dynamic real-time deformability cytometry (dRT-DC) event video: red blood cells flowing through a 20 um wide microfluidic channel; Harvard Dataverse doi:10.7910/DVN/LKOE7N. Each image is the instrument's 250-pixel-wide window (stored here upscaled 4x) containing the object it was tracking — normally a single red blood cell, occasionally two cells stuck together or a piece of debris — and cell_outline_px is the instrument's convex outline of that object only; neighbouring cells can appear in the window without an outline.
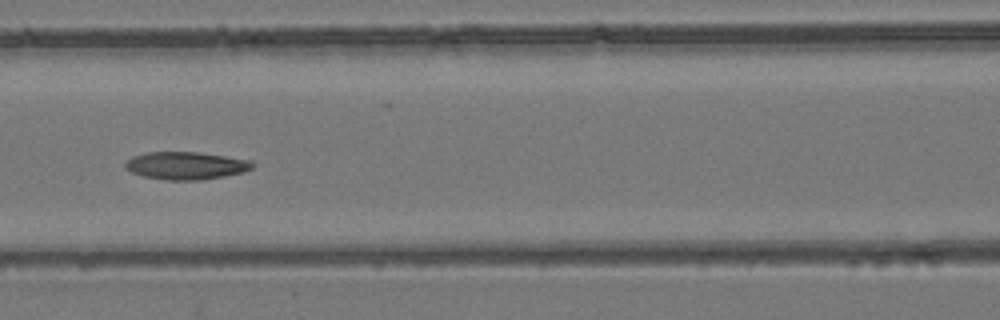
{"species": "common noctule bat (a hibernating species)", "species_latin": "Nyctalus noctula", "temperature_condition": "room temperature", "stored_images_in_passage": 9, "camera_frame_rate_fps": 3000, "um_per_image_px": 0.085, "animal": {"sex": "female", "body_mass_g": 24.6, "forearm_length_mm": 56.2}, "frame": {"image": 1, "passage_image": 8, "time_ms": 2.333, "image_size_px": [1000, 320], "cell_outline_px": [[256, 164], [252, 168], [244, 172], [224, 176], [200, 180], [164, 180], [144, 176], [132, 172], [124, 168], [124, 164], [132, 156], [148, 152], [196, 152], [252, 160]], "centroid_in_image_um": [15.82, 14.08], "position_along_channel_um": 150.8, "area_um2": 20.52}}